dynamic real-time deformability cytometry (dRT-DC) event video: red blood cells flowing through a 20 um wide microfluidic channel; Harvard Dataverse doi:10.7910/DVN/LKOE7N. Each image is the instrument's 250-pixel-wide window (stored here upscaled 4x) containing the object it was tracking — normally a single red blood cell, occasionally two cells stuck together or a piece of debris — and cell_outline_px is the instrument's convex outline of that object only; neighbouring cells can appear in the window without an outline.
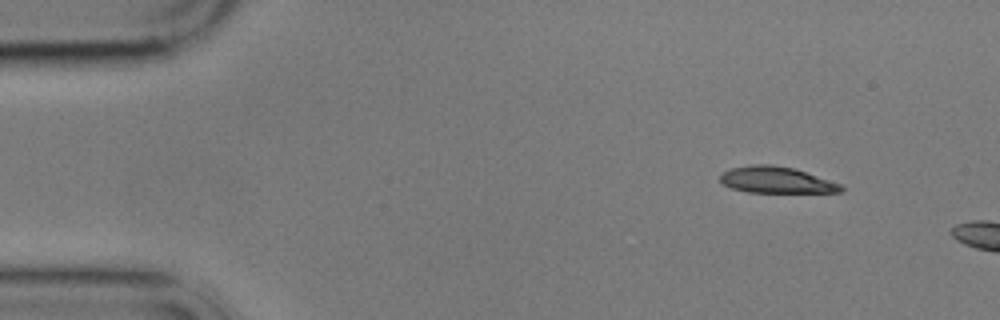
{"species": "common noctule bat (a hibernating species)", "species_latin": "Nyctalus noctula", "temperature_condition": "cold", "stored_images_in_passage": 3, "camera_frame_rate_fps": 3000, "um_per_image_px": 0.085, "animal": {"sex": "male", "body_mass_g": 17.9}, "frame": {"image": 1, "passage_image": 1, "time_ms": 0.0, "image_size_px": [1000, 320], "cell_outline_px": [[844, 188], [840, 192], [748, 192], [732, 188], [724, 184], [720, 180], [720, 176], [724, 172], [732, 168], [752, 164], [772, 164], [792, 168], [840, 184]], "centroid_in_image_um": [65.95, 15.29], "position_along_channel_um": 19.0, "area_um2": 18.15}}